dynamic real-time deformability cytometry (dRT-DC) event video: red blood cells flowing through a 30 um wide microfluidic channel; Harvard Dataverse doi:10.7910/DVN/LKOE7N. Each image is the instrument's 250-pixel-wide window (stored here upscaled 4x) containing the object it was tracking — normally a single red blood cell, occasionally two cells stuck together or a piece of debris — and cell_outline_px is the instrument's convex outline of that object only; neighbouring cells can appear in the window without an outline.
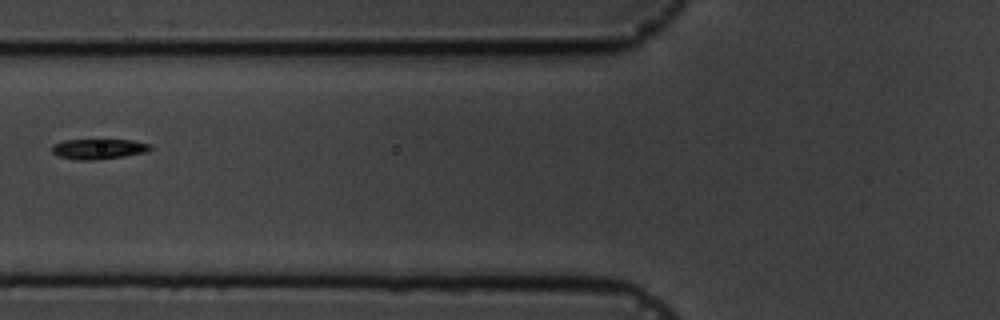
{"species": "common noctule bat (a hibernating species)", "species_latin": "Nyctalus noctula", "temperature_condition": "cold", "stored_images_in_passage": 4, "camera_frame_rate_fps": 3000, "um_per_image_px": 0.085, "animal": {"sex": "male", "body_mass_g": 19.5, "forearm_length_mm": 54.6}, "frame": {"image": 1, "passage_image": 4, "time_ms": 3.333, "image_size_px": [1000, 320], "cell_outline_px": [[152, 148], [148, 152], [124, 156], [92, 160], [76, 160], [60, 156], [52, 152], [52, 144], [64, 140], [132, 140], [152, 144]], "centroid_in_image_um": [8.41, 12.65], "position_along_channel_um": 117.4, "area_um2": 11.62}}